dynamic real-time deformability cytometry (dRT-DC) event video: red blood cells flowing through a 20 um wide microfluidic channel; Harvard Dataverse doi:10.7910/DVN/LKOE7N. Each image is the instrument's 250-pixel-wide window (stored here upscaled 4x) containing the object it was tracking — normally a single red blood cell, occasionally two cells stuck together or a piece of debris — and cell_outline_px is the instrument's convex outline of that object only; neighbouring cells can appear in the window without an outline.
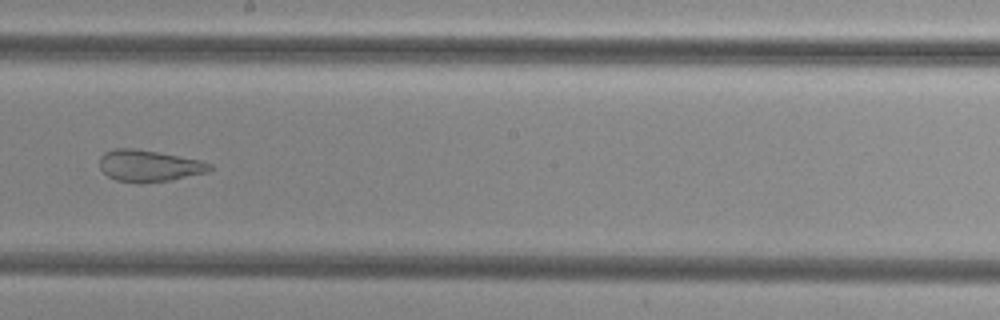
{"species": "common noctule bat (a hibernating species)", "species_latin": "Nyctalus noctula", "temperature_condition": "cold", "stored_images_in_passage": 35, "camera_frame_rate_fps": 3000, "um_per_image_px": 0.085, "animal": {"sex": "female", "body_mass_g": 29.2, "forearm_length_mm": 56.3}, "frame": {"image": 1, "passage_image": 15, "time_ms": 4.667, "image_size_px": [1000, 320], "cell_outline_px": [[212, 168], [208, 172], [168, 180], [140, 184], [136, 184], [116, 180], [108, 176], [100, 168], [100, 156], [104, 152], [116, 148], [132, 148], [156, 152], [200, 160], [212, 164]], "centroid_in_image_um": [12.63, 14.1], "position_along_channel_um": 235.6, "area_um2": 20.23}}
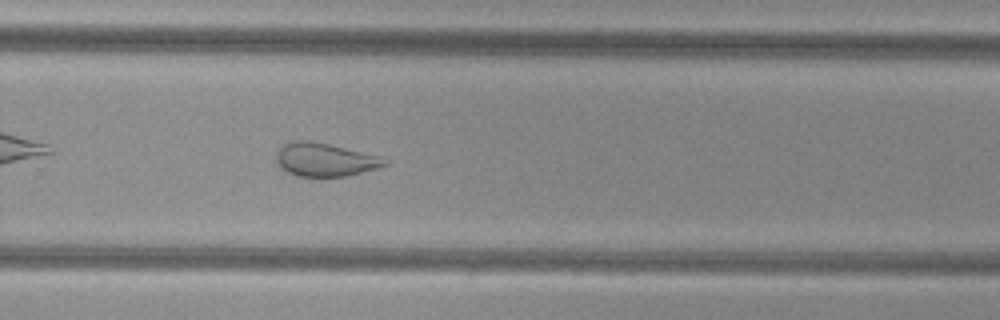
{"frame": {"image": 2, "passage_image": 20, "time_ms": 6.333, "image_size_px": [1000, 320], "cell_outline_px": [[388, 164], [376, 168], [348, 176], [296, 176], [280, 168], [276, 160], [276, 152], [284, 144], [296, 140], [308, 140], [328, 144], [380, 156], [388, 160]], "centroid_in_image_um": [27.6, 13.57], "position_along_channel_um": 302.2, "area_um2": 20.92}}